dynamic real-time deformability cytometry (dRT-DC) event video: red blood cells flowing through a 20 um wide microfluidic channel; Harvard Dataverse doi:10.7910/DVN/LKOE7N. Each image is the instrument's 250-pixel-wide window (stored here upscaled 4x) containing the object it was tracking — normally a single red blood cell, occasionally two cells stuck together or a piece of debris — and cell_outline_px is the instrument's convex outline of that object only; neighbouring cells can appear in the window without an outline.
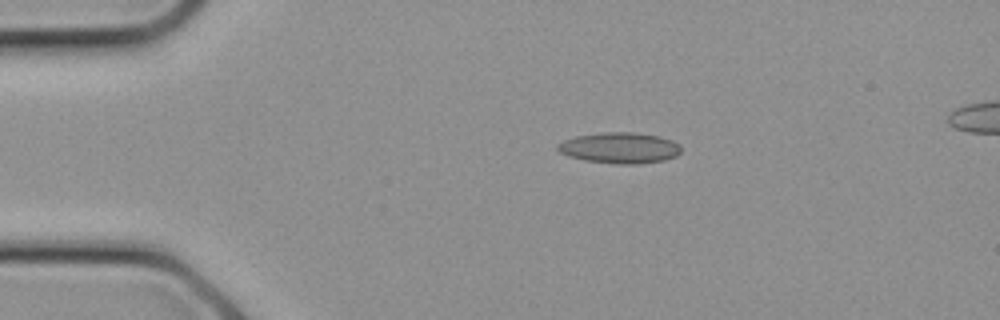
{"species": "common noctule bat (a hibernating species)", "species_latin": "Nyctalus noctula", "temperature_condition": "cold", "stored_images_in_passage": 5, "camera_frame_rate_fps": 3000, "um_per_image_px": 0.085, "animal": {"sex": "female", "body_mass_g": 21.9}, "frame": {"image": 1, "passage_image": 1, "time_ms": 0.0, "image_size_px": [1000, 320], "cell_outline_px": [[680, 152], [676, 156], [664, 160], [636, 164], [616, 164], [584, 160], [568, 156], [560, 152], [556, 148], [556, 144], [564, 140], [576, 136], [604, 132], [636, 132], [660, 136], [672, 140], [680, 144]], "centroid_in_image_um": [52.67, 12.56], "position_along_channel_um": 32.3, "area_um2": 22.37}}
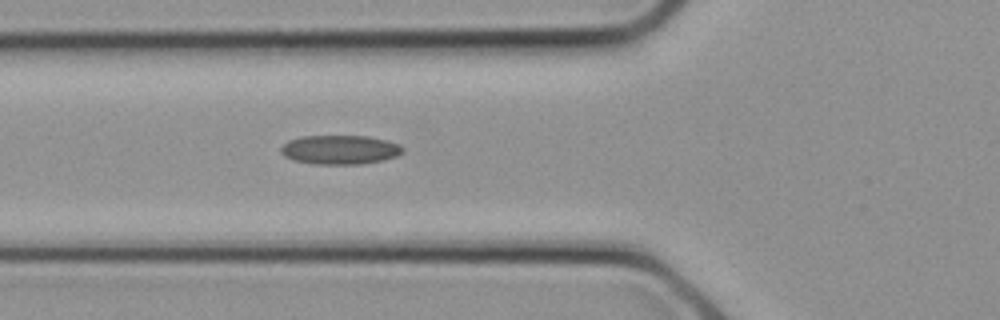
{"frame": {"image": 2, "passage_image": 5, "time_ms": 1.333, "image_size_px": [1000, 320], "cell_outline_px": [[404, 152], [396, 156], [384, 160], [364, 164], [312, 164], [292, 160], [284, 156], [280, 152], [280, 148], [288, 140], [304, 136], [368, 136], [388, 140], [400, 144], [404, 148]], "centroid_in_image_um": [28.92, 12.73], "position_along_channel_um": 96.9, "area_um2": 20.98}}